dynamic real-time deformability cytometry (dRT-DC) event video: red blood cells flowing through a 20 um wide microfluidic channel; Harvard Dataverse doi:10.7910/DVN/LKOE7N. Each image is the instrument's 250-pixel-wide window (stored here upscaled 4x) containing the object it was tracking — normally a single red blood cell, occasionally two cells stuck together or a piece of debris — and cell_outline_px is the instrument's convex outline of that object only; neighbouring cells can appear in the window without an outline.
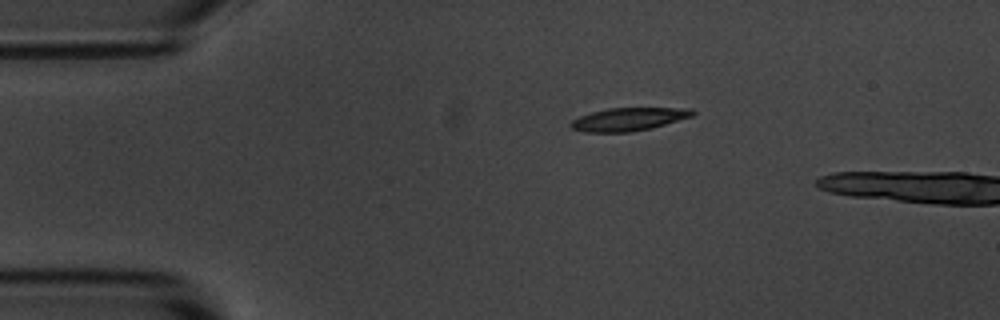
{"species": "common noctule bat (a hibernating species)", "species_latin": "Nyctalus noctula", "temperature_condition": "room temperature", "stored_images_in_passage": 2, "camera_frame_rate_fps": 3000, "um_per_image_px": 0.085, "animal": {"sex": "male", "body_mass_g": 20.1, "forearm_length_mm": 53.5}, "frame": {"image": 1, "passage_image": 1, "time_ms": 0.0, "image_size_px": [1000, 320], "cell_outline_px": [[696, 112], [692, 116], [652, 128], [632, 132], [584, 132], [572, 128], [568, 124], [572, 120], [580, 116], [592, 112], [608, 108], [692, 108]], "centroid_in_image_um": [53.43, 10.13], "position_along_channel_um": 31.6, "area_um2": 16.36}}